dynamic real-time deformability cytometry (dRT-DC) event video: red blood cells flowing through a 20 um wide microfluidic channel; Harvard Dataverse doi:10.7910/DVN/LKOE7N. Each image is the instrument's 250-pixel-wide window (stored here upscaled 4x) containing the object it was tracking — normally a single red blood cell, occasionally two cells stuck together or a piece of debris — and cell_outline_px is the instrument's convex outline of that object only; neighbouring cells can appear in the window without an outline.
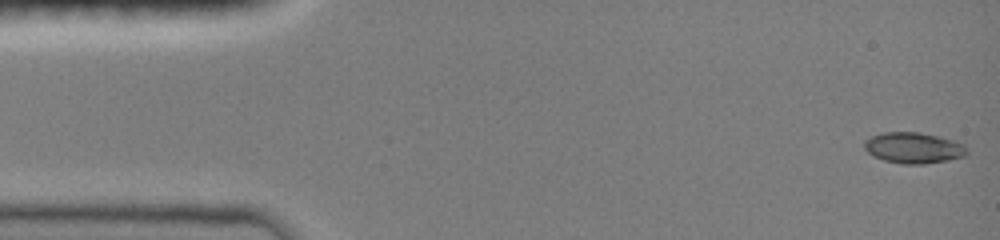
{"species": "common noctule bat (a hibernating species)", "species_latin": "Nyctalus noctula", "temperature_condition": "room temperature", "stored_images_in_passage": 39, "camera_frame_rate_fps": 3000, "um_per_image_px": 0.085, "animal": {"sex": "female", "body_mass_g": 19.0, "forearm_length_mm": 51.5}, "frame": {"image": 1, "passage_image": 1, "time_ms": 0.0, "image_size_px": [1000, 240], "cell_outline_px": [[968, 152], [964, 156], [948, 160], [924, 164], [904, 164], [884, 160], [872, 156], [864, 148], [864, 140], [872, 136], [884, 132], [920, 132], [952, 140], [964, 144]], "centroid_in_image_um": [77.63, 12.57], "position_along_channel_um": 7.4, "area_um2": 18.44}}
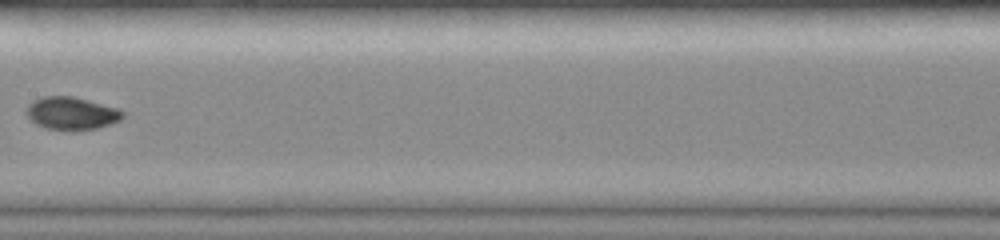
{"frame": {"image": 2, "passage_image": 20, "time_ms": 7.667, "image_size_px": [1000, 240], "cell_outline_px": [[124, 116], [120, 120], [112, 124], [96, 128], [72, 132], [44, 128], [36, 124], [28, 116], [28, 104], [32, 100], [44, 96], [72, 96], [120, 108], [124, 112]], "centroid_in_image_um": [6.12, 9.65], "position_along_channel_um": 201.3, "area_um2": 18.67}}
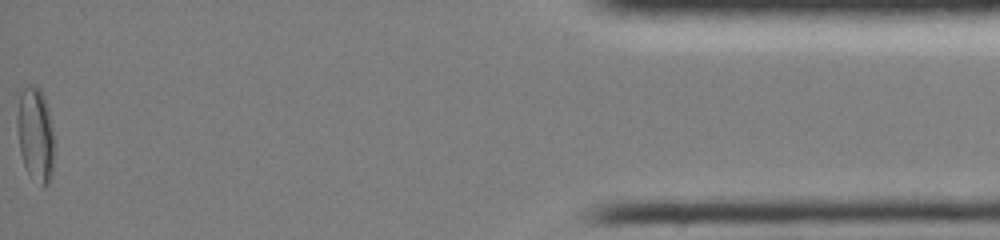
{"frame": {"image": 3, "passage_image": 39, "time_ms": 15.333, "image_size_px": [1000, 240], "cell_outline_px": [[52, 176], [48, 184], [44, 184], [28, 172], [24, 164], [20, 152], [16, 124], [16, 120], [20, 92], [24, 88], [32, 84], [40, 88], [44, 96], [48, 112], [52, 132]], "centroid_in_image_um": [2.97, 11.35], "position_along_channel_um": 432.2, "area_um2": 19.71}, "authors_computed_cell_mechanics": {"area_um2": 17.8024, "velocity_mm_per_s": 4.0746, "shape_relaxation_time_tau1_ms": 8.8383, "shape_relaxation_time_tau2_ms": null, "deformation_change_tau1": 0.2274, "deformation_change_tau2": null}}